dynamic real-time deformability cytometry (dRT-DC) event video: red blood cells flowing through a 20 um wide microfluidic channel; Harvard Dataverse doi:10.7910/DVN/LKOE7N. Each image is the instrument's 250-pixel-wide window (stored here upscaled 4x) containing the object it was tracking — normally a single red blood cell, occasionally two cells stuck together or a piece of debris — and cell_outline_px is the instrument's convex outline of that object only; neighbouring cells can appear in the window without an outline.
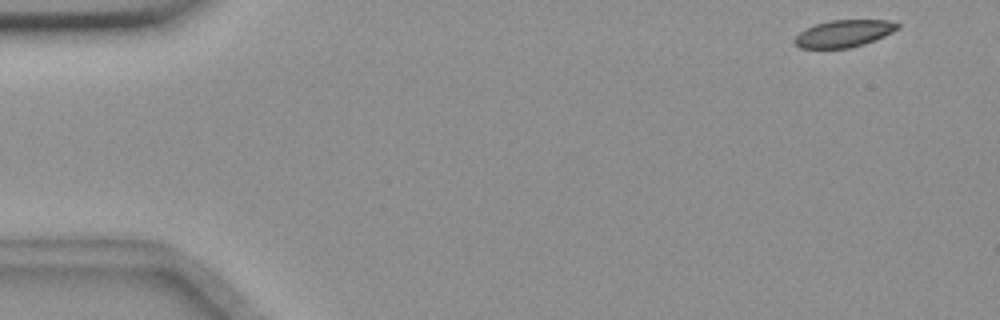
{"species": "common noctule bat (a hibernating species)", "species_latin": "Nyctalus noctula", "temperature_condition": "room temperature", "stored_images_in_passage": 7, "camera_frame_rate_fps": 3000, "um_per_image_px": 0.085, "animal": {"sex": "female", "body_mass_g": 18.4}, "frame": {"image": 1, "passage_image": 1, "time_ms": 0.0, "image_size_px": [1000, 320], "cell_outline_px": [[900, 28], [884, 36], [864, 44], [848, 48], [800, 48], [792, 40], [804, 28], [816, 24], [832, 20], [888, 20], [900, 24]], "centroid_in_image_um": [71.72, 2.84], "position_along_channel_um": 13.3, "area_um2": 16.24}}
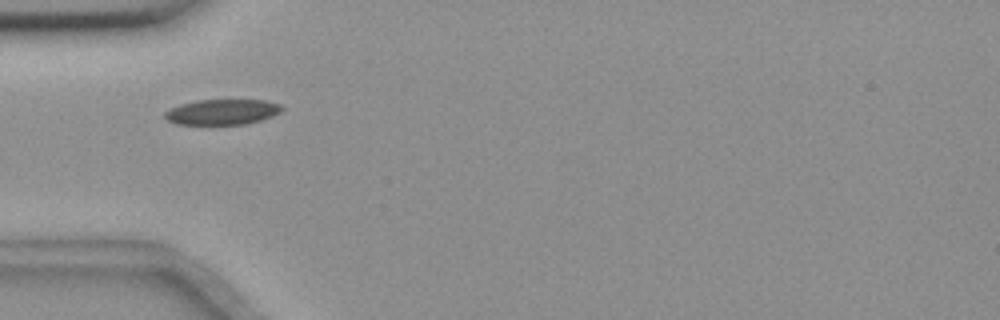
{"frame": {"image": 2, "passage_image": 5, "time_ms": 4.667, "image_size_px": [1000, 320], "cell_outline_px": [[284, 108], [280, 112], [272, 116], [260, 120], [244, 124], [176, 124], [168, 120], [164, 116], [164, 112], [180, 104], [196, 100], [264, 100], [280, 104]], "centroid_in_image_um": [18.89, 9.51], "position_along_channel_um": 66.1, "area_um2": 17.22}}
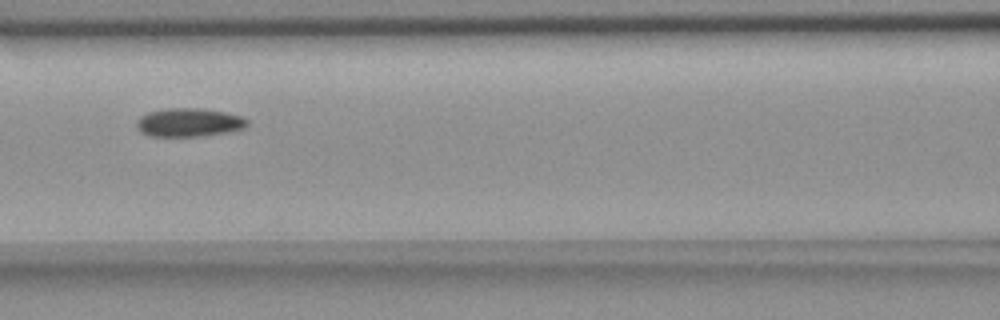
{"frame": {"image": 3, "passage_image": 7, "time_ms": 7.0, "image_size_px": [1000, 320], "cell_outline_px": [[248, 124], [244, 128], [228, 132], [200, 136], [148, 136], [140, 132], [136, 128], [136, 120], [140, 116], [148, 112], [164, 108], [200, 108], [224, 112], [244, 116], [248, 120]], "centroid_in_image_um": [16.03, 10.4], "position_along_channel_um": 150.6, "area_um2": 18.61}}